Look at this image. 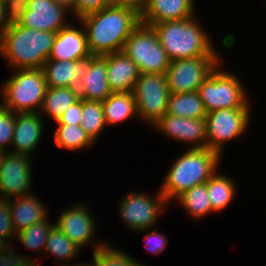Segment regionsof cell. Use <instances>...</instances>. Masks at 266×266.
Listing matches in <instances>:
<instances>
[{"instance_id": "1", "label": "cell", "mask_w": 266, "mask_h": 266, "mask_svg": "<svg viewBox=\"0 0 266 266\" xmlns=\"http://www.w3.org/2000/svg\"><path fill=\"white\" fill-rule=\"evenodd\" d=\"M92 56L122 51L125 41L140 24V14L130 7L111 5L79 19Z\"/></svg>"}, {"instance_id": "2", "label": "cell", "mask_w": 266, "mask_h": 266, "mask_svg": "<svg viewBox=\"0 0 266 266\" xmlns=\"http://www.w3.org/2000/svg\"><path fill=\"white\" fill-rule=\"evenodd\" d=\"M175 158L159 188L170 204L196 185L206 183L219 169L222 157L208 148H189Z\"/></svg>"}, {"instance_id": "3", "label": "cell", "mask_w": 266, "mask_h": 266, "mask_svg": "<svg viewBox=\"0 0 266 266\" xmlns=\"http://www.w3.org/2000/svg\"><path fill=\"white\" fill-rule=\"evenodd\" d=\"M56 34L19 24L9 26L0 40V55L10 71L42 69L51 54Z\"/></svg>"}, {"instance_id": "4", "label": "cell", "mask_w": 266, "mask_h": 266, "mask_svg": "<svg viewBox=\"0 0 266 266\" xmlns=\"http://www.w3.org/2000/svg\"><path fill=\"white\" fill-rule=\"evenodd\" d=\"M196 16L183 20L166 21L151 26L170 61L198 56H221L207 30Z\"/></svg>"}, {"instance_id": "5", "label": "cell", "mask_w": 266, "mask_h": 266, "mask_svg": "<svg viewBox=\"0 0 266 266\" xmlns=\"http://www.w3.org/2000/svg\"><path fill=\"white\" fill-rule=\"evenodd\" d=\"M11 74L0 86V105L14 113L40 112L47 90L43 70L14 69Z\"/></svg>"}, {"instance_id": "6", "label": "cell", "mask_w": 266, "mask_h": 266, "mask_svg": "<svg viewBox=\"0 0 266 266\" xmlns=\"http://www.w3.org/2000/svg\"><path fill=\"white\" fill-rule=\"evenodd\" d=\"M221 66L219 63L198 89L205 111L252 108L240 77L231 71L221 70Z\"/></svg>"}, {"instance_id": "7", "label": "cell", "mask_w": 266, "mask_h": 266, "mask_svg": "<svg viewBox=\"0 0 266 266\" xmlns=\"http://www.w3.org/2000/svg\"><path fill=\"white\" fill-rule=\"evenodd\" d=\"M140 74H164L170 60L151 26L140 24L127 38L123 50Z\"/></svg>"}, {"instance_id": "8", "label": "cell", "mask_w": 266, "mask_h": 266, "mask_svg": "<svg viewBox=\"0 0 266 266\" xmlns=\"http://www.w3.org/2000/svg\"><path fill=\"white\" fill-rule=\"evenodd\" d=\"M252 108L219 109L208 112L206 120L207 148L223 157L226 143L242 137L250 126Z\"/></svg>"}, {"instance_id": "9", "label": "cell", "mask_w": 266, "mask_h": 266, "mask_svg": "<svg viewBox=\"0 0 266 266\" xmlns=\"http://www.w3.org/2000/svg\"><path fill=\"white\" fill-rule=\"evenodd\" d=\"M154 195H147L145 192L136 190L121 197L118 202L119 217L126 227L133 231L155 228L157 220H160V213L170 205L158 189Z\"/></svg>"}, {"instance_id": "10", "label": "cell", "mask_w": 266, "mask_h": 266, "mask_svg": "<svg viewBox=\"0 0 266 266\" xmlns=\"http://www.w3.org/2000/svg\"><path fill=\"white\" fill-rule=\"evenodd\" d=\"M133 94L138 120L150 127L166 114L170 91L164 74H139Z\"/></svg>"}, {"instance_id": "11", "label": "cell", "mask_w": 266, "mask_h": 266, "mask_svg": "<svg viewBox=\"0 0 266 266\" xmlns=\"http://www.w3.org/2000/svg\"><path fill=\"white\" fill-rule=\"evenodd\" d=\"M222 62L221 56H198L170 61L165 72L170 93L198 91L211 72Z\"/></svg>"}, {"instance_id": "12", "label": "cell", "mask_w": 266, "mask_h": 266, "mask_svg": "<svg viewBox=\"0 0 266 266\" xmlns=\"http://www.w3.org/2000/svg\"><path fill=\"white\" fill-rule=\"evenodd\" d=\"M93 216L87 203L79 201L60 211L55 225L81 249L91 246L93 252L106 244L105 240L96 241L98 224Z\"/></svg>"}, {"instance_id": "13", "label": "cell", "mask_w": 266, "mask_h": 266, "mask_svg": "<svg viewBox=\"0 0 266 266\" xmlns=\"http://www.w3.org/2000/svg\"><path fill=\"white\" fill-rule=\"evenodd\" d=\"M33 158L25 154L6 152L0 165V198L12 199L33 192Z\"/></svg>"}, {"instance_id": "14", "label": "cell", "mask_w": 266, "mask_h": 266, "mask_svg": "<svg viewBox=\"0 0 266 266\" xmlns=\"http://www.w3.org/2000/svg\"><path fill=\"white\" fill-rule=\"evenodd\" d=\"M152 127L161 136L171 138L174 142L191 144L190 148H207L205 118L191 119L165 114Z\"/></svg>"}, {"instance_id": "15", "label": "cell", "mask_w": 266, "mask_h": 266, "mask_svg": "<svg viewBox=\"0 0 266 266\" xmlns=\"http://www.w3.org/2000/svg\"><path fill=\"white\" fill-rule=\"evenodd\" d=\"M65 7L53 0H28V9L23 14L20 26L57 33L69 24L70 15Z\"/></svg>"}, {"instance_id": "16", "label": "cell", "mask_w": 266, "mask_h": 266, "mask_svg": "<svg viewBox=\"0 0 266 266\" xmlns=\"http://www.w3.org/2000/svg\"><path fill=\"white\" fill-rule=\"evenodd\" d=\"M74 21H77L81 28L71 22L60 29L56 34L48 60L78 61L92 56L88 49L83 24L79 20L74 19Z\"/></svg>"}, {"instance_id": "17", "label": "cell", "mask_w": 266, "mask_h": 266, "mask_svg": "<svg viewBox=\"0 0 266 266\" xmlns=\"http://www.w3.org/2000/svg\"><path fill=\"white\" fill-rule=\"evenodd\" d=\"M43 122L45 121L39 112L15 113L14 136L10 152L33 156L42 140Z\"/></svg>"}, {"instance_id": "18", "label": "cell", "mask_w": 266, "mask_h": 266, "mask_svg": "<svg viewBox=\"0 0 266 266\" xmlns=\"http://www.w3.org/2000/svg\"><path fill=\"white\" fill-rule=\"evenodd\" d=\"M77 90L81 99L94 101H104L113 93L107 78V54L87 58Z\"/></svg>"}, {"instance_id": "19", "label": "cell", "mask_w": 266, "mask_h": 266, "mask_svg": "<svg viewBox=\"0 0 266 266\" xmlns=\"http://www.w3.org/2000/svg\"><path fill=\"white\" fill-rule=\"evenodd\" d=\"M194 0H149L140 13V22L154 25L166 21L183 20L196 15Z\"/></svg>"}, {"instance_id": "20", "label": "cell", "mask_w": 266, "mask_h": 266, "mask_svg": "<svg viewBox=\"0 0 266 266\" xmlns=\"http://www.w3.org/2000/svg\"><path fill=\"white\" fill-rule=\"evenodd\" d=\"M34 194L35 192L9 199V210L16 233L49 217L50 207Z\"/></svg>"}, {"instance_id": "21", "label": "cell", "mask_w": 266, "mask_h": 266, "mask_svg": "<svg viewBox=\"0 0 266 266\" xmlns=\"http://www.w3.org/2000/svg\"><path fill=\"white\" fill-rule=\"evenodd\" d=\"M139 74L124 51L107 54V78L112 92H133Z\"/></svg>"}, {"instance_id": "22", "label": "cell", "mask_w": 266, "mask_h": 266, "mask_svg": "<svg viewBox=\"0 0 266 266\" xmlns=\"http://www.w3.org/2000/svg\"><path fill=\"white\" fill-rule=\"evenodd\" d=\"M87 68V58L78 61L47 60L42 67L47 87L77 88Z\"/></svg>"}, {"instance_id": "23", "label": "cell", "mask_w": 266, "mask_h": 266, "mask_svg": "<svg viewBox=\"0 0 266 266\" xmlns=\"http://www.w3.org/2000/svg\"><path fill=\"white\" fill-rule=\"evenodd\" d=\"M102 106L107 126L122 124L133 116L138 118L133 92H113L102 101Z\"/></svg>"}, {"instance_id": "24", "label": "cell", "mask_w": 266, "mask_h": 266, "mask_svg": "<svg viewBox=\"0 0 266 266\" xmlns=\"http://www.w3.org/2000/svg\"><path fill=\"white\" fill-rule=\"evenodd\" d=\"M81 248L69 238L55 225L49 232L46 240L44 252L54 256V260L58 266H82L83 263H77L75 258H79ZM72 261V262H71ZM73 264V265H72Z\"/></svg>"}, {"instance_id": "25", "label": "cell", "mask_w": 266, "mask_h": 266, "mask_svg": "<svg viewBox=\"0 0 266 266\" xmlns=\"http://www.w3.org/2000/svg\"><path fill=\"white\" fill-rule=\"evenodd\" d=\"M217 170L207 181V192L214 213L226 210L237 195V184L233 177L219 174ZM228 176V177H227Z\"/></svg>"}, {"instance_id": "26", "label": "cell", "mask_w": 266, "mask_h": 266, "mask_svg": "<svg viewBox=\"0 0 266 266\" xmlns=\"http://www.w3.org/2000/svg\"><path fill=\"white\" fill-rule=\"evenodd\" d=\"M79 99L80 95L77 88L47 87L43 104L39 113L42 117L48 116L56 122L58 118Z\"/></svg>"}, {"instance_id": "27", "label": "cell", "mask_w": 266, "mask_h": 266, "mask_svg": "<svg viewBox=\"0 0 266 266\" xmlns=\"http://www.w3.org/2000/svg\"><path fill=\"white\" fill-rule=\"evenodd\" d=\"M166 114L191 119H200L205 118L207 112L205 111L198 91H195L180 94L170 93Z\"/></svg>"}, {"instance_id": "28", "label": "cell", "mask_w": 266, "mask_h": 266, "mask_svg": "<svg viewBox=\"0 0 266 266\" xmlns=\"http://www.w3.org/2000/svg\"><path fill=\"white\" fill-rule=\"evenodd\" d=\"M175 200L195 220H203L208 214L213 213L207 192V182L183 192Z\"/></svg>"}, {"instance_id": "29", "label": "cell", "mask_w": 266, "mask_h": 266, "mask_svg": "<svg viewBox=\"0 0 266 266\" xmlns=\"http://www.w3.org/2000/svg\"><path fill=\"white\" fill-rule=\"evenodd\" d=\"M55 146L60 149L72 151H81L89 149L95 142L81 128L80 125L57 124L54 131Z\"/></svg>"}, {"instance_id": "30", "label": "cell", "mask_w": 266, "mask_h": 266, "mask_svg": "<svg viewBox=\"0 0 266 266\" xmlns=\"http://www.w3.org/2000/svg\"><path fill=\"white\" fill-rule=\"evenodd\" d=\"M80 119L81 128L96 143L97 138L103 133L102 131L106 126L102 101L82 99V114Z\"/></svg>"}, {"instance_id": "31", "label": "cell", "mask_w": 266, "mask_h": 266, "mask_svg": "<svg viewBox=\"0 0 266 266\" xmlns=\"http://www.w3.org/2000/svg\"><path fill=\"white\" fill-rule=\"evenodd\" d=\"M54 226L55 222L50 221V217H48L17 233L16 240L26 249L36 253L41 250L42 253L45 249L49 232Z\"/></svg>"}, {"instance_id": "32", "label": "cell", "mask_w": 266, "mask_h": 266, "mask_svg": "<svg viewBox=\"0 0 266 266\" xmlns=\"http://www.w3.org/2000/svg\"><path fill=\"white\" fill-rule=\"evenodd\" d=\"M114 248V245L105 244L102 248L92 252V263H85L87 266H145L137 259L131 257L124 250Z\"/></svg>"}, {"instance_id": "33", "label": "cell", "mask_w": 266, "mask_h": 266, "mask_svg": "<svg viewBox=\"0 0 266 266\" xmlns=\"http://www.w3.org/2000/svg\"><path fill=\"white\" fill-rule=\"evenodd\" d=\"M14 124L15 113L0 105V149L5 152H10L14 136Z\"/></svg>"}, {"instance_id": "34", "label": "cell", "mask_w": 266, "mask_h": 266, "mask_svg": "<svg viewBox=\"0 0 266 266\" xmlns=\"http://www.w3.org/2000/svg\"><path fill=\"white\" fill-rule=\"evenodd\" d=\"M155 228H148V229H142L136 232H141L145 234L143 237L144 239V245L146 247V250L149 251V253H153L154 255L162 254V252L165 251L168 241V236L166 234L159 232ZM145 232V233H144Z\"/></svg>"}, {"instance_id": "35", "label": "cell", "mask_w": 266, "mask_h": 266, "mask_svg": "<svg viewBox=\"0 0 266 266\" xmlns=\"http://www.w3.org/2000/svg\"><path fill=\"white\" fill-rule=\"evenodd\" d=\"M16 235L9 210V200L0 198V238L13 244L12 241H15Z\"/></svg>"}, {"instance_id": "36", "label": "cell", "mask_w": 266, "mask_h": 266, "mask_svg": "<svg viewBox=\"0 0 266 266\" xmlns=\"http://www.w3.org/2000/svg\"><path fill=\"white\" fill-rule=\"evenodd\" d=\"M113 5V0H76L74 9L70 12L72 18L79 20L81 17L97 12L105 7Z\"/></svg>"}, {"instance_id": "37", "label": "cell", "mask_w": 266, "mask_h": 266, "mask_svg": "<svg viewBox=\"0 0 266 266\" xmlns=\"http://www.w3.org/2000/svg\"><path fill=\"white\" fill-rule=\"evenodd\" d=\"M3 4L8 25L19 24L28 9V0H6Z\"/></svg>"}, {"instance_id": "38", "label": "cell", "mask_w": 266, "mask_h": 266, "mask_svg": "<svg viewBox=\"0 0 266 266\" xmlns=\"http://www.w3.org/2000/svg\"><path fill=\"white\" fill-rule=\"evenodd\" d=\"M11 246L0 255V266H40L37 258L20 255ZM38 262V263H37Z\"/></svg>"}, {"instance_id": "39", "label": "cell", "mask_w": 266, "mask_h": 266, "mask_svg": "<svg viewBox=\"0 0 266 266\" xmlns=\"http://www.w3.org/2000/svg\"><path fill=\"white\" fill-rule=\"evenodd\" d=\"M81 114H82V99L80 98L77 102L71 105L64 114H62L56 124H81Z\"/></svg>"}, {"instance_id": "40", "label": "cell", "mask_w": 266, "mask_h": 266, "mask_svg": "<svg viewBox=\"0 0 266 266\" xmlns=\"http://www.w3.org/2000/svg\"><path fill=\"white\" fill-rule=\"evenodd\" d=\"M149 0H113V5H120L135 9L139 14L146 8Z\"/></svg>"}, {"instance_id": "41", "label": "cell", "mask_w": 266, "mask_h": 266, "mask_svg": "<svg viewBox=\"0 0 266 266\" xmlns=\"http://www.w3.org/2000/svg\"><path fill=\"white\" fill-rule=\"evenodd\" d=\"M9 28L3 2H0V40L5 31Z\"/></svg>"}, {"instance_id": "42", "label": "cell", "mask_w": 266, "mask_h": 266, "mask_svg": "<svg viewBox=\"0 0 266 266\" xmlns=\"http://www.w3.org/2000/svg\"><path fill=\"white\" fill-rule=\"evenodd\" d=\"M56 4H59L65 7L68 11H72L74 9V4L76 0H53Z\"/></svg>"}, {"instance_id": "43", "label": "cell", "mask_w": 266, "mask_h": 266, "mask_svg": "<svg viewBox=\"0 0 266 266\" xmlns=\"http://www.w3.org/2000/svg\"><path fill=\"white\" fill-rule=\"evenodd\" d=\"M10 246L11 243L8 240L0 238V255H2Z\"/></svg>"}, {"instance_id": "44", "label": "cell", "mask_w": 266, "mask_h": 266, "mask_svg": "<svg viewBox=\"0 0 266 266\" xmlns=\"http://www.w3.org/2000/svg\"><path fill=\"white\" fill-rule=\"evenodd\" d=\"M5 153H6V152H5L4 150H1V149H0V165H1V161H2L3 156H4Z\"/></svg>"}]
</instances>
